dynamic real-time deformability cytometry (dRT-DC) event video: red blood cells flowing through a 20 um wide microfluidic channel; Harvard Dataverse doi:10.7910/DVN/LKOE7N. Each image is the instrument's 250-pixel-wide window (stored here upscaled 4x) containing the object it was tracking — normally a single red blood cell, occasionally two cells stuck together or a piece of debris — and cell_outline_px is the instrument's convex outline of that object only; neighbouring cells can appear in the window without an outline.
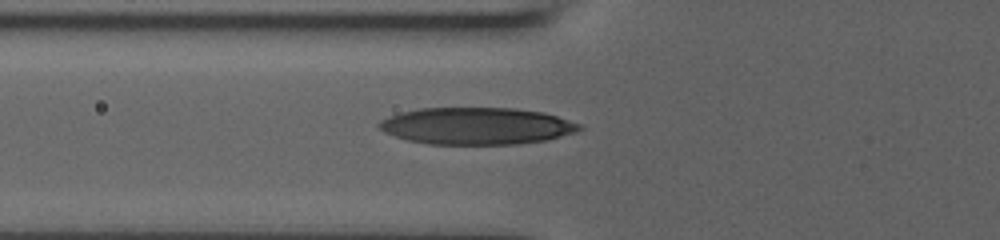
{"species": "human", "species_latin": "Homo sapiens", "temperature_condition": "room temperature", "stored_images_in_passage": 31, "camera_frame_rate_fps": 3000, "um_per_image_px": 0.085, "donor": {"sex": "male"}, "frame": {"image": 1, "passage_image": 2, "time_ms": 0.333, "image_size_px": [1000, 240], "cell_outline_px": [[584, 128], [576, 132], [548, 140], [516, 144], [428, 144], [408, 140], [384, 132], [376, 124], [380, 120], [388, 116], [400, 112], [420, 108], [516, 108], [544, 112], [580, 124]], "centroid_in_image_um": [40.51, 10.7], "position_along_channel_um": 85.3, "area_um2": 43.29}}
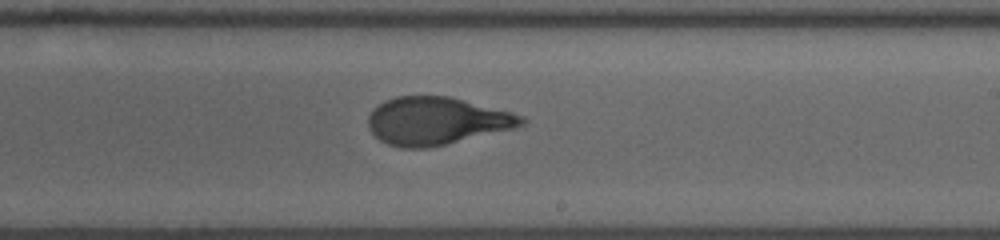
{"frame": {"image": 2, "passage_image": 15, "time_ms": 4.667, "image_size_px": [1000, 240], "cell_outline_px": [[528, 120], [524, 124], [512, 128], [428, 148], [400, 148], [388, 144], [380, 140], [368, 128], [368, 116], [384, 100], [396, 96], [448, 96], [512, 112], [524, 116]], "centroid_in_image_um": [37.09, 10.27], "position_along_channel_um": 251.9, "area_um2": 42.19}}
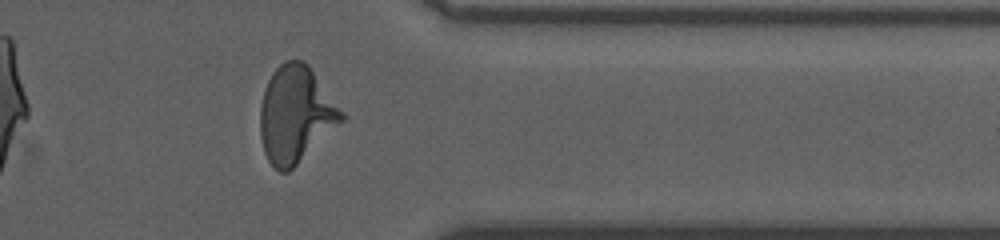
{"frame": {"image": 3, "passage_image": 26, "time_ms": 8.333, "image_size_px": [1000, 240], "cell_outline_px": [[344, 120], [288, 172], [280, 172], [268, 160], [264, 152], [260, 136], [260, 108], [264, 92], [268, 80], [272, 72], [284, 60], [304, 60], [308, 64], [344, 112]], "centroid_in_image_um": [25.13, 9.7], "position_along_channel_um": 386.3, "area_um2": 45.43}, "authors_computed_cell_mechanics": {"area_um2": 42.772, "velocity_mm_per_s": 3.8332, "shape_relaxation_time_tau1_ms": 4.1646, "shape_relaxation_time_tau2_ms": 0.7947, "deformation_change_tau1": 0.2167, "deformation_change_tau2": 0.0823}}